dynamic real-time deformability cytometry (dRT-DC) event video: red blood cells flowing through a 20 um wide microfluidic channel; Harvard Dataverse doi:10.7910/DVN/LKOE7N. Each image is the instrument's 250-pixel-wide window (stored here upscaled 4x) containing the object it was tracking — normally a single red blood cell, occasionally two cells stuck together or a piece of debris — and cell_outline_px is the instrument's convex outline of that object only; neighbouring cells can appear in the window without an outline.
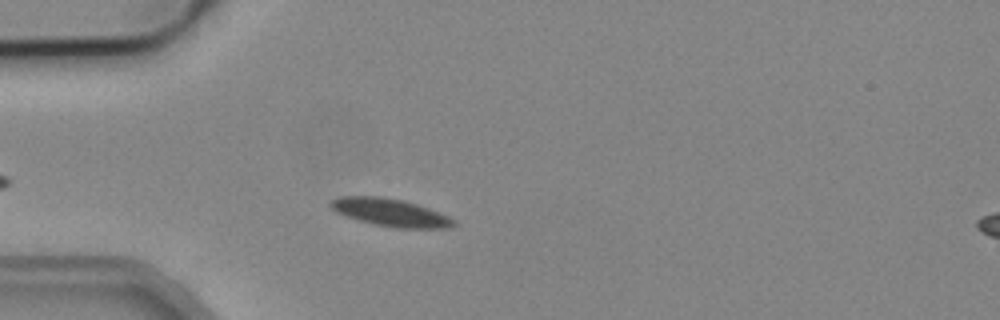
{"species": "common noctule bat (a hibernating species)", "species_latin": "Nyctalus noctula", "temperature_condition": "cold", "stored_images_in_passage": 3, "camera_frame_rate_fps": 3000, "um_per_image_px": 0.085, "animal": {"sex": "male", "body_mass_g": 19.2, "forearm_length_mm": 51.8}, "frame": {"image": 1, "passage_image": 2, "time_ms": 0.333, "image_size_px": [1000, 320], "cell_outline_px": [[456, 224], [448, 228], [396, 228], [372, 224], [336, 212], [328, 208], [328, 200], [340, 196], [380, 196], [404, 200], [428, 208], [448, 216], [456, 220]], "centroid_in_image_um": [33.13, 18.05], "position_along_channel_um": 51.9, "area_um2": 20.0}}